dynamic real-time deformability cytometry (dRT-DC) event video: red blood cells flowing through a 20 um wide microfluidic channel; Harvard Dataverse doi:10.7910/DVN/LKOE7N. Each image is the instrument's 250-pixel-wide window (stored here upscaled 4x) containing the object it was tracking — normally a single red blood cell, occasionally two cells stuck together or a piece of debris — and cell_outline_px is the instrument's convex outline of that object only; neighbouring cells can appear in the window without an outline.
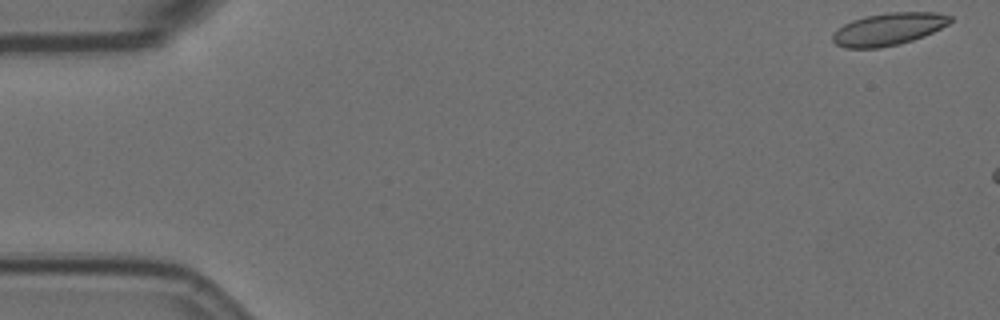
{"species": "Egyptian fruit bat (a non-hibernating species)", "species_latin": "Rousettus aegyptiacus", "temperature_condition": "room temperature", "stored_images_in_passage": 6, "camera_frame_rate_fps": 3000, "um_per_image_px": 0.085, "animal": {"sex": "female"}, "frame": {"image": 1, "passage_image": 1, "time_ms": 0.0, "image_size_px": [1000, 320], "cell_outline_px": [[952, 20], [948, 24], [924, 36], [912, 40], [880, 48], [844, 48], [836, 44], [832, 40], [832, 36], [836, 28], [852, 20], [864, 16], [888, 12], [936, 12], [952, 16]], "centroid_in_image_um": [75.49, 2.46], "position_along_channel_um": 9.5, "area_um2": 22.2}}